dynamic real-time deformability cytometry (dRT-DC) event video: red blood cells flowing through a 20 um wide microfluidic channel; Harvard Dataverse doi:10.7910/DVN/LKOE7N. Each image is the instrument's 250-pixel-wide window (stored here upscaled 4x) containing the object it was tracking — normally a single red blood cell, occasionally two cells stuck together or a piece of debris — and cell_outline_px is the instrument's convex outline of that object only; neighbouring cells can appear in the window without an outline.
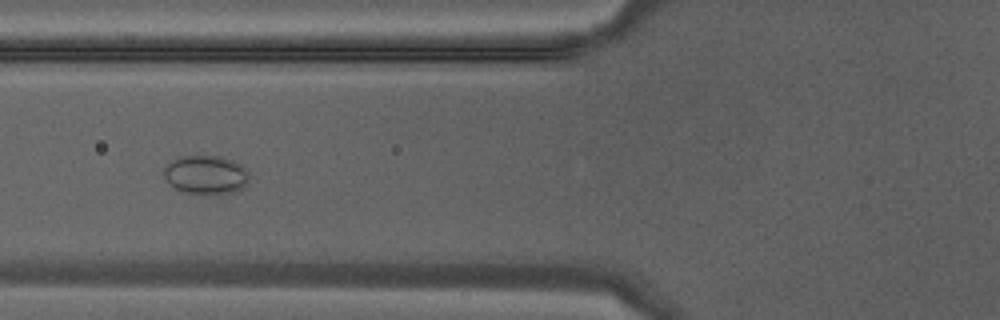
{"species": "Egyptian fruit bat (a non-hibernating species)", "species_latin": "Rousettus aegyptiacus", "temperature_condition": "warm", "stored_images_in_passage": 29, "segment_of_instrument_passage": [1, 2], "camera_frame_rate_fps": 3000, "um_per_image_px": 0.085, "animal": {"sex": "male"}, "frame": {"image": 1, "passage_image": 3, "time_ms": 0.667, "image_size_px": [1000, 320], "cell_outline_px": [[248, 180], [240, 188], [232, 192], [216, 196], [200, 196], [180, 192], [164, 176], [164, 168], [172, 160], [180, 156], [220, 156], [232, 160], [248, 168]], "centroid_in_image_um": [17.5, 14.89], "position_along_channel_um": 108.3, "area_um2": 19.65}}
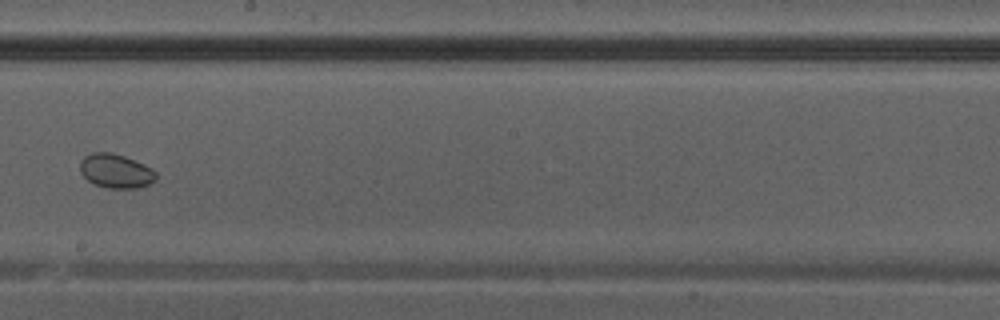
{"frame": {"image": 2, "passage_image": 11, "time_ms": 3.333, "image_size_px": [1000, 320], "cell_outline_px": [[156, 180], [148, 184], [136, 188], [108, 188], [96, 184], [88, 180], [80, 172], [80, 160], [84, 156], [92, 152], [112, 152], [124, 156], [152, 168], [156, 172]], "centroid_in_image_um": [9.83, 14.52], "position_along_channel_um": 238.4, "area_um2": 15.03}}
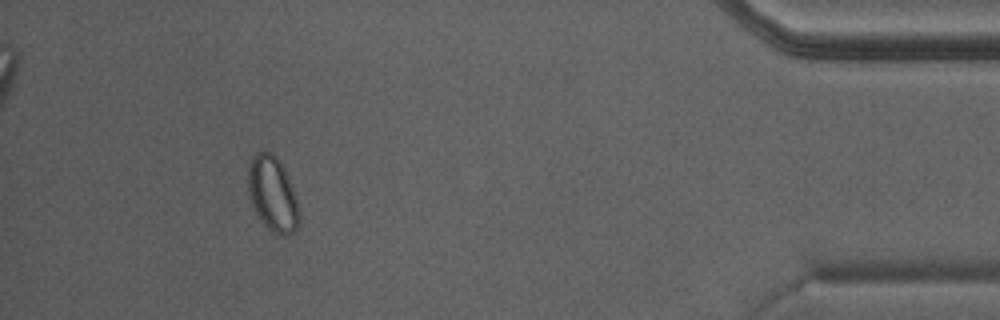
{"frame": {"image": 3, "passage_image": 25, "time_ms": 8.0, "image_size_px": [1000, 320], "cell_outline_px": [[300, 224], [296, 232], [284, 236], [272, 232], [260, 220], [248, 196], [248, 168], [252, 156], [256, 152], [268, 152], [276, 156], [280, 160], [292, 188], [296, 200], [300, 216]], "centroid_in_image_um": [23.17, 16.52], "position_along_channel_um": 412.0, "area_um2": 22.31}}